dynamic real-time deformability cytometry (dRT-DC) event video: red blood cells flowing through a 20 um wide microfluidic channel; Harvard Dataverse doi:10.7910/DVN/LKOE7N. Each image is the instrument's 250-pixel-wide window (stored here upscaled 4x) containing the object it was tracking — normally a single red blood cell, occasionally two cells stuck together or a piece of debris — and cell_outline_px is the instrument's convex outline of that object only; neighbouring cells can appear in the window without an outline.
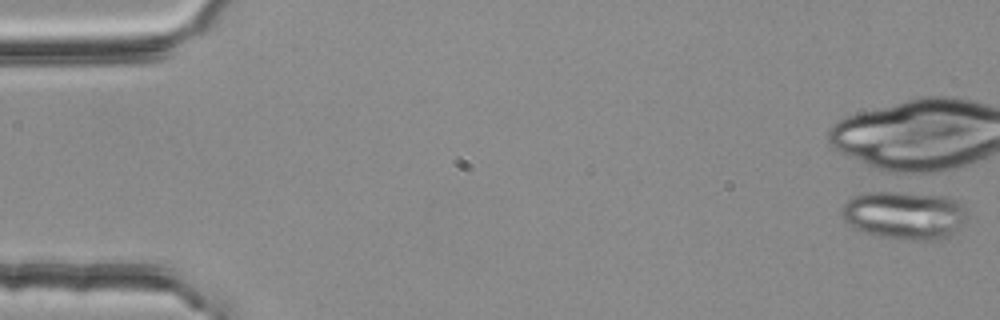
{"species": "common noctule bat (a hibernating species)", "species_latin": "Nyctalus noctula", "temperature_condition": "room temperature", "stored_images_in_passage": 1, "camera_frame_rate_fps": 3000, "um_per_image_px": 0.085, "animal": {"sex": "female", "body_mass_g": 25.1}, "frame": {"image": 1, "passage_image": 1, "time_ms": 0.0, "image_size_px": [1000, 320], "cell_outline_px": [[968, 216], [952, 236], [940, 240], [904, 240], [880, 236], [864, 232], [848, 224], [840, 216], [840, 208], [852, 196], [864, 192], [888, 188], [948, 196], [960, 200], [964, 204]], "centroid_in_image_um": [76.89, 18.23], "position_along_channel_um": 8.1, "area_um2": 36.99}}